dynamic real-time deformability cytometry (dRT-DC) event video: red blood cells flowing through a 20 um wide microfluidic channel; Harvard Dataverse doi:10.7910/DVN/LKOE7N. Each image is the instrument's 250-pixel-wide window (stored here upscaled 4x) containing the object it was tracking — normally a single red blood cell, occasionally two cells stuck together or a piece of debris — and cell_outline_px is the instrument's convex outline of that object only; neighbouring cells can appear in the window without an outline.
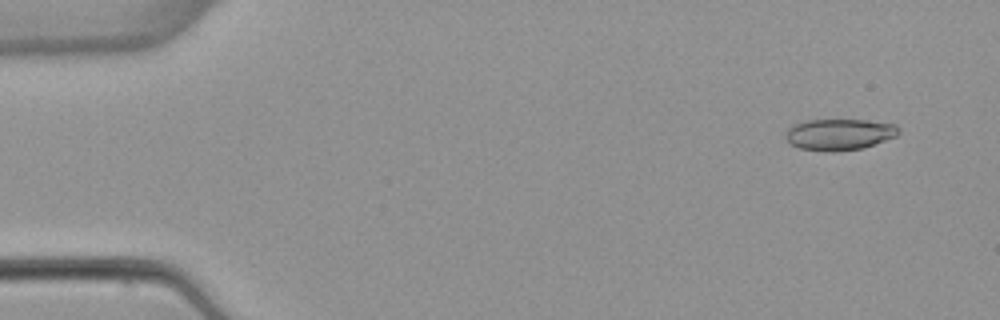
{"species": "common noctule bat (a hibernating species)", "species_latin": "Nyctalus noctula", "temperature_condition": "warm", "stored_images_in_passage": 5, "camera_frame_rate_fps": 3000, "um_per_image_px": 0.085, "animal": {"sex": "female", "body_mass_g": 22.7, "forearm_length_mm": 54.2}, "frame": {"image": 1, "passage_image": 1, "time_ms": 0.0, "image_size_px": [1000, 320], "cell_outline_px": [[900, 132], [896, 136], [864, 148], [832, 152], [800, 148], [792, 144], [784, 136], [784, 132], [792, 124], [808, 120], [868, 120], [896, 124], [900, 128]], "centroid_in_image_um": [71.35, 11.41], "position_along_channel_um": 13.6, "area_um2": 20.75}}
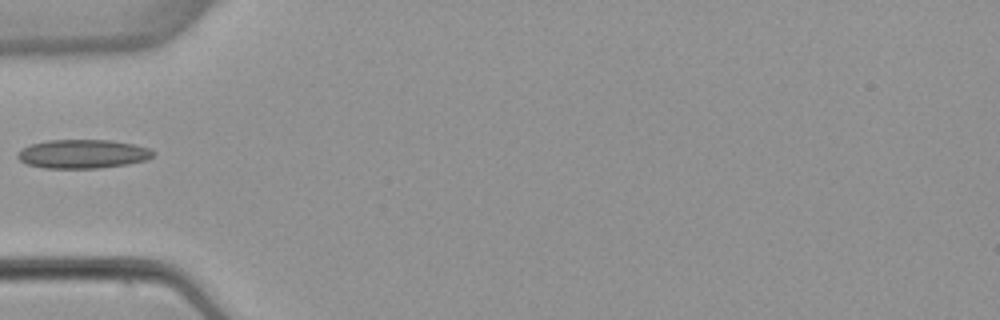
{"frame": {"image": 2, "passage_image": 4, "time_ms": 4.667, "image_size_px": [1000, 320], "cell_outline_px": [[156, 152], [152, 156], [144, 160], [128, 164], [100, 168], [44, 168], [28, 164], [20, 160], [16, 156], [24, 148], [32, 144], [48, 140], [108, 140], [132, 144], [148, 148]], "centroid_in_image_um": [7.04, 13.09], "position_along_channel_um": 78.0, "area_um2": 22.48}}
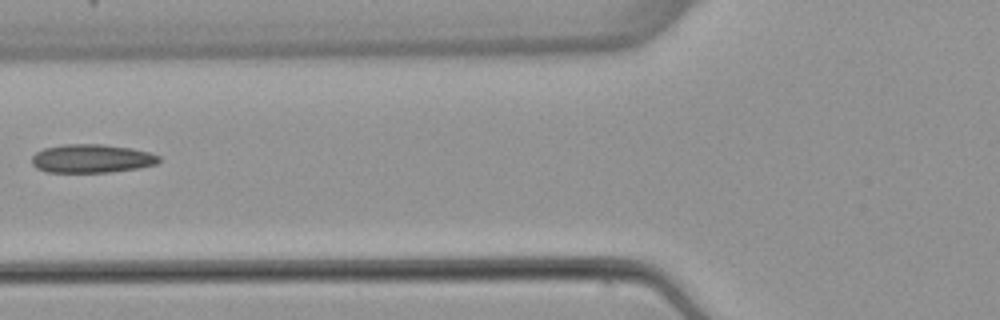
{"frame": {"image": 3, "passage_image": 5, "time_ms": 5.667, "image_size_px": [1000, 320], "cell_outline_px": [[160, 160], [156, 164], [140, 168], [112, 172], [48, 172], [36, 168], [32, 164], [32, 156], [36, 152], [44, 148], [64, 144], [104, 144], [132, 148], [148, 152], [160, 156]], "centroid_in_image_um": [7.8, 13.47], "position_along_channel_um": 118.0, "area_um2": 21.27}}